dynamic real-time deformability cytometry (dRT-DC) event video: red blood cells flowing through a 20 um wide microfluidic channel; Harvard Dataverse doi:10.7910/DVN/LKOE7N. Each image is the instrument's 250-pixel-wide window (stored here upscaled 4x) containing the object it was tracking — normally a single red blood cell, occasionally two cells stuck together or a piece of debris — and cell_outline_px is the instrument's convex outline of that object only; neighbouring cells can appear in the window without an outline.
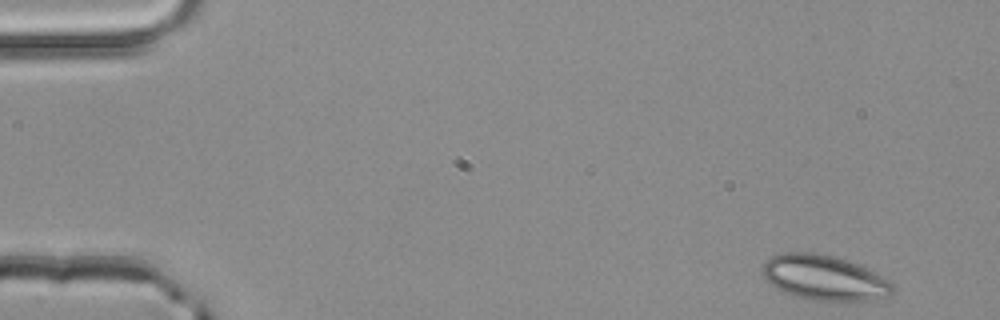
{"species": "common noctule bat (a hibernating species)", "species_latin": "Nyctalus noctula", "temperature_condition": "room temperature", "stored_images_in_passage": 49, "camera_frame_rate_fps": 3000, "um_per_image_px": 0.085, "animal": {"sex": "male", "body_mass_g": 20.4}, "frame": {"image": 1, "passage_image": 1, "time_ms": 0.0, "image_size_px": [1000, 320], "cell_outline_px": [[896, 288], [888, 296], [868, 300], [844, 304], [812, 300], [784, 292], [772, 284], [760, 272], [760, 268], [772, 256], [784, 252], [812, 252], [832, 256], [856, 264], [876, 272], [888, 280]], "centroid_in_image_um": [70.09, 23.64], "position_along_channel_um": 14.9, "area_um2": 34.51}}
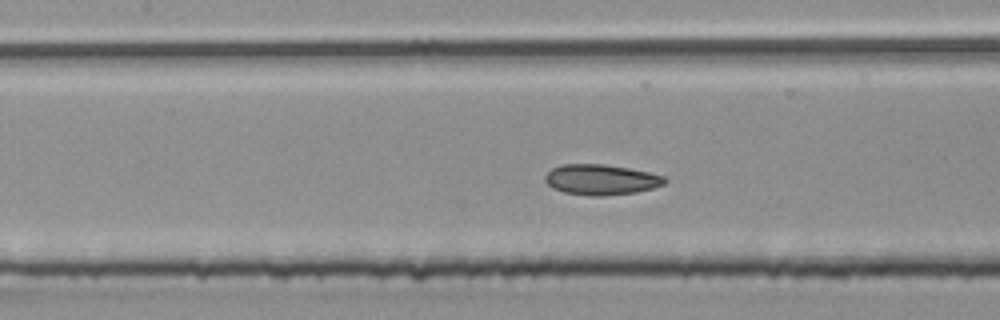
{"frame": {"image": 2, "passage_image": 21, "time_ms": 6.667, "image_size_px": [1000, 320], "cell_outline_px": [[668, 180], [664, 184], [652, 188], [636, 192], [604, 196], [588, 196], [564, 192], [552, 188], [544, 180], [544, 176], [552, 168], [560, 164], [604, 164], [628, 168], [648, 172], [664, 176]], "centroid_in_image_um": [51.07, 15.27], "position_along_channel_um": 156.3, "area_um2": 21.33}}
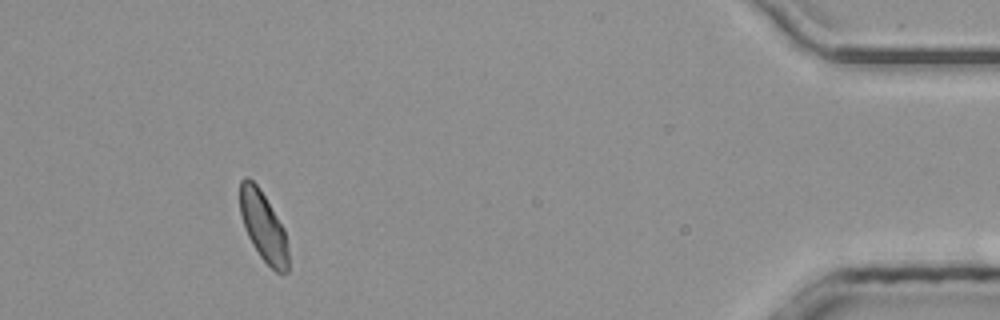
{"frame": {"image": 3, "passage_image": 45, "time_ms": 14.667, "image_size_px": [1000, 320], "cell_outline_px": [[288, 272], [276, 272], [260, 256], [252, 244], [244, 228], [240, 212], [240, 180], [244, 176], [248, 176], [260, 188], [284, 228], [288, 244]], "centroid_in_image_um": [22.38, 19.22], "position_along_channel_um": 412.8, "area_um2": 19.65}, "authors_computed_cell_mechanics": {"area_um2": 20.808, "velocity_mm_per_s": 4.0335, "shape_relaxation_time_tau1_ms": 2.1484, "shape_relaxation_time_tau2_ms": 1.885, "deformation_change_tau1": 0.0855, "deformation_change_tau2": 0.0704}}